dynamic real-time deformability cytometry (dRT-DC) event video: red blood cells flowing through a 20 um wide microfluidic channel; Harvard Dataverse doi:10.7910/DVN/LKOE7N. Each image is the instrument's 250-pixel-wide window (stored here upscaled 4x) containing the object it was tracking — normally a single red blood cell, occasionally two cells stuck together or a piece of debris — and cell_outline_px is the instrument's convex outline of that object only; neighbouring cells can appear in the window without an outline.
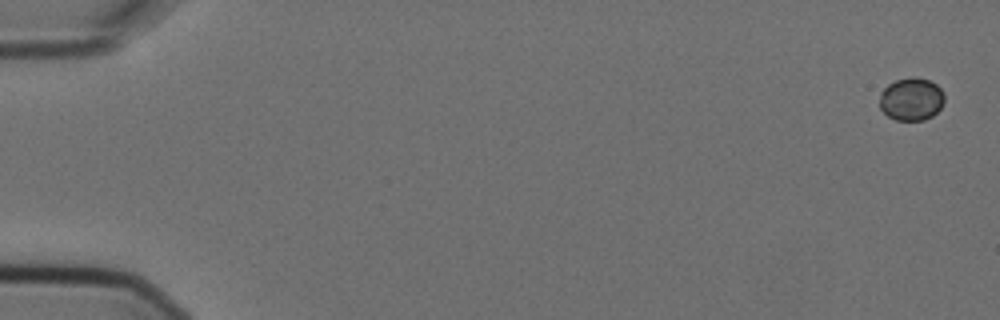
{"species": "Egyptian fruit bat (a non-hibernating species)", "species_latin": "Rousettus aegyptiacus", "temperature_condition": "cold", "stored_images_in_passage": 9, "camera_frame_rate_fps": 3000, "um_per_image_px": 0.085, "animal": {"sex": "female"}, "frame": {"image": 1, "passage_image": 1, "time_ms": 0.0, "image_size_px": [1000, 320], "cell_outline_px": [[944, 104], [932, 116], [924, 120], [896, 120], [888, 116], [880, 108], [880, 92], [888, 84], [896, 80], [912, 76], [928, 80], [936, 84], [944, 92]], "centroid_in_image_um": [77.47, 8.42], "position_along_channel_um": 7.5, "area_um2": 16.24}}
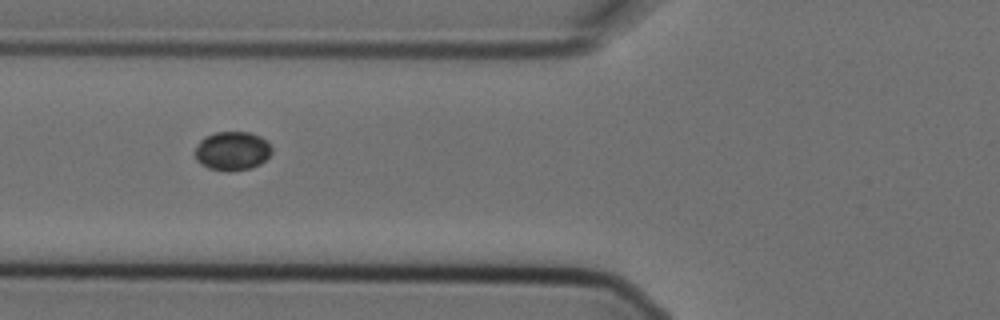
{"frame": {"image": 2, "passage_image": 7, "time_ms": 2.0, "image_size_px": [1000, 320], "cell_outline_px": [[272, 152], [260, 164], [252, 168], [228, 172], [208, 168], [200, 164], [196, 160], [196, 148], [200, 140], [204, 136], [216, 132], [248, 132], [260, 136], [272, 148]], "centroid_in_image_um": [19.72, 12.84], "position_along_channel_um": 106.1, "area_um2": 17.4}}
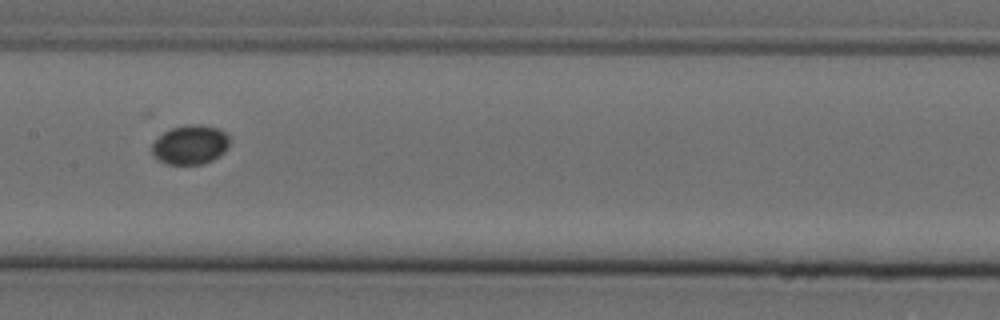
{"frame": {"image": 3, "passage_image": 9, "time_ms": 2.667, "image_size_px": [1000, 320], "cell_outline_px": [[228, 148], [220, 156], [204, 164], [168, 164], [152, 156], [152, 144], [164, 132], [172, 128], [188, 124], [200, 124], [220, 128], [228, 136]], "centroid_in_image_um": [16.19, 12.3], "position_along_channel_um": 191.2, "area_um2": 17.8}}